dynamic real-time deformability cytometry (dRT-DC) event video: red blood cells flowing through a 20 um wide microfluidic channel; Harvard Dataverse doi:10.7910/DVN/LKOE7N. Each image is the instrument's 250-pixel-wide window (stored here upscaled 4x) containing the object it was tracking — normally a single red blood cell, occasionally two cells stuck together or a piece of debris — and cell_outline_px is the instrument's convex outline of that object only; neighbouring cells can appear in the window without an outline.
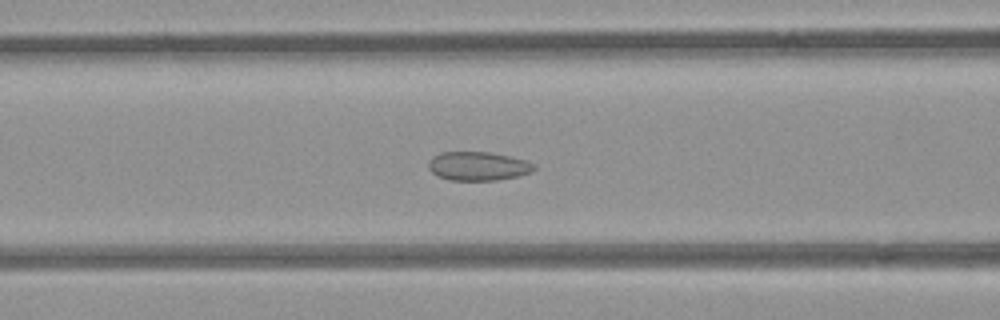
{"species": "common noctule bat (a hibernating species)", "species_latin": "Nyctalus noctula", "temperature_condition": "room temperature", "stored_images_in_passage": 41, "camera_frame_rate_fps": 3000, "um_per_image_px": 0.085, "animal": {"sex": "female", "body_mass_g": 21.9}, "frame": {"image": 1, "passage_image": 18, "time_ms": 5.667, "image_size_px": [1000, 320], "cell_outline_px": [[536, 168], [532, 172], [520, 176], [496, 180], [448, 180], [436, 176], [428, 168], [428, 160], [432, 156], [440, 152], [492, 152], [528, 160], [536, 164]], "centroid_in_image_um": [40.65, 14.11], "position_along_channel_um": 125.9, "area_um2": 18.15}}
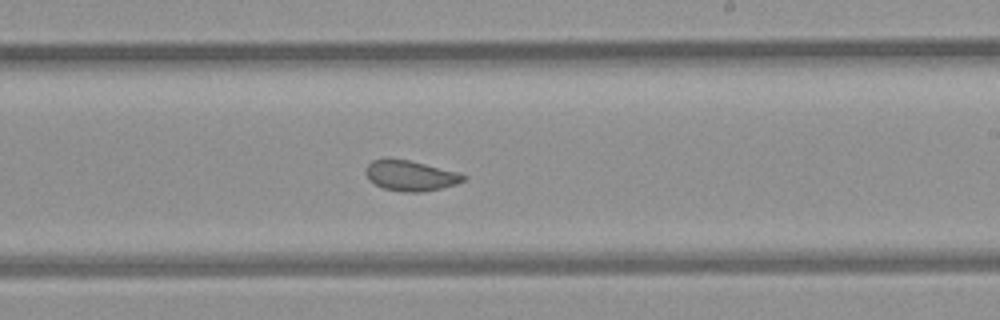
{"frame": {"image": 2, "passage_image": 28, "time_ms": 9.0, "image_size_px": [1000, 320], "cell_outline_px": [[468, 176], [464, 180], [456, 184], [424, 192], [404, 192], [384, 188], [368, 180], [364, 172], [364, 168], [372, 160], [384, 156], [388, 156], [408, 160], [460, 172]], "centroid_in_image_um": [34.84, 14.89], "position_along_channel_um": 254.2, "area_um2": 17.74}}
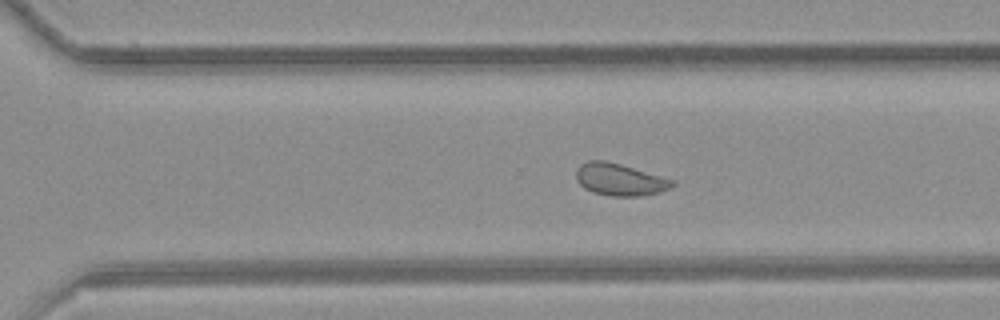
{"frame": {"image": 3, "passage_image": 33, "time_ms": 10.667, "image_size_px": [1000, 320], "cell_outline_px": [[676, 184], [660, 192], [640, 196], [612, 196], [592, 192], [584, 188], [576, 180], [576, 168], [580, 164], [588, 160], [604, 160], [620, 164], [676, 180]], "centroid_in_image_um": [52.67, 15.26], "position_along_channel_um": 317.9, "area_um2": 18.09}, "authors_computed_cell_mechanics": {"area_um2": 19.0162, "velocity_mm_per_s": 3.8474, "shape_relaxation_time_tau1_ms": null, "shape_relaxation_time_tau2_ms": 1.0732, "deformation_change_tau1": null, "deformation_change_tau2": 0.0625}}